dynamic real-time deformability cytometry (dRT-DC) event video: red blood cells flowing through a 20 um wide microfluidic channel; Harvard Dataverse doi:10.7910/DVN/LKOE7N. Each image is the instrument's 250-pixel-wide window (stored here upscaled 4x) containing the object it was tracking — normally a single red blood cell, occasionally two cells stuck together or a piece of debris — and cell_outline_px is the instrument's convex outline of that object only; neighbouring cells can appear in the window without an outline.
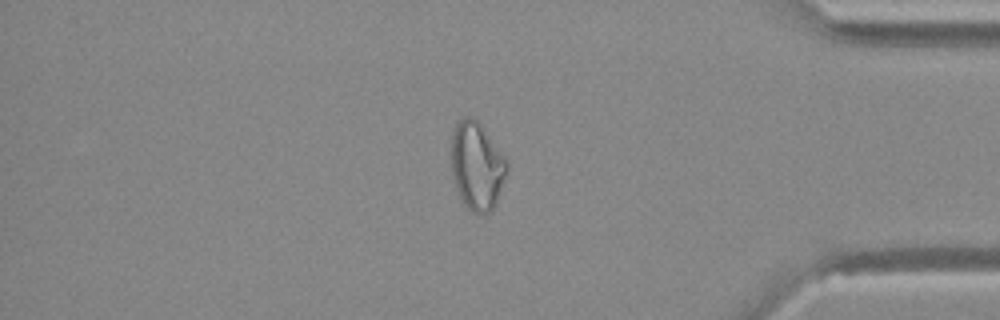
{"species": "Egyptian fruit bat (a non-hibernating species)", "species_latin": "Rousettus aegyptiacus", "temperature_condition": "warm", "stored_images_in_passage": 47, "camera_frame_rate_fps": 3000, "um_per_image_px": 0.085, "animal": {"sex": "female"}, "frame": {"image": 1, "passage_image": 40, "time_ms": 13.0, "image_size_px": [1000, 320], "cell_outline_px": [[508, 168], [492, 212], [480, 216], [472, 212], [464, 204], [456, 188], [452, 172], [452, 132], [456, 124], [464, 116], [472, 116], [480, 124], [508, 160]], "centroid_in_image_um": [40.54, 14.13], "position_along_channel_um": 394.7, "area_um2": 28.44}}